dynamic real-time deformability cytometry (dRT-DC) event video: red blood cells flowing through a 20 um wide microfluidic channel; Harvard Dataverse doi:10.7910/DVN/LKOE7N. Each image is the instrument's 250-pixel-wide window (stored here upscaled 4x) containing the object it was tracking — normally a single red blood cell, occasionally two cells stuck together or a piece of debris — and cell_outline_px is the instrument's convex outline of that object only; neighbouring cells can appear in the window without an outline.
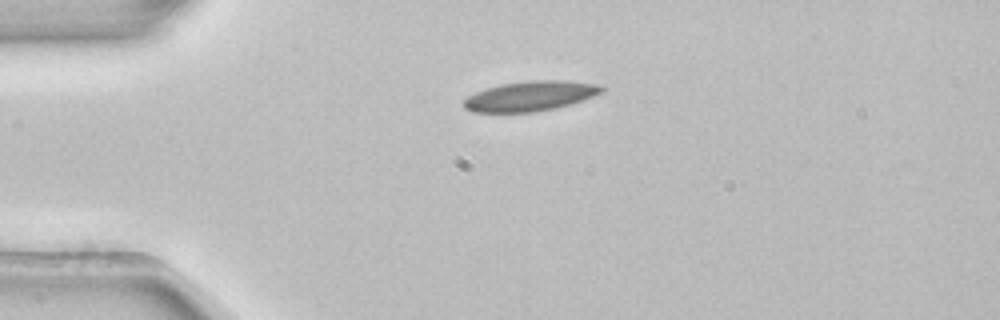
{"species": "common noctule bat (a hibernating species)", "species_latin": "Nyctalus noctula", "temperature_condition": "room temperature", "stored_images_in_passage": 2, "camera_frame_rate_fps": 3000, "um_per_image_px": 0.085, "animal": {"sex": "female", "body_mass_g": 22.7, "forearm_length_mm": 54.2}, "frame": {"image": 1, "passage_image": 1, "time_ms": 0.0, "image_size_px": [1000, 320], "cell_outline_px": [[608, 88], [604, 92], [572, 104], [556, 108], [536, 112], [472, 112], [464, 108], [464, 100], [468, 96], [476, 92], [500, 84], [532, 80], [564, 80], [600, 84]], "centroid_in_image_um": [45.15, 8.16], "position_along_channel_um": 39.9, "area_um2": 24.28}}
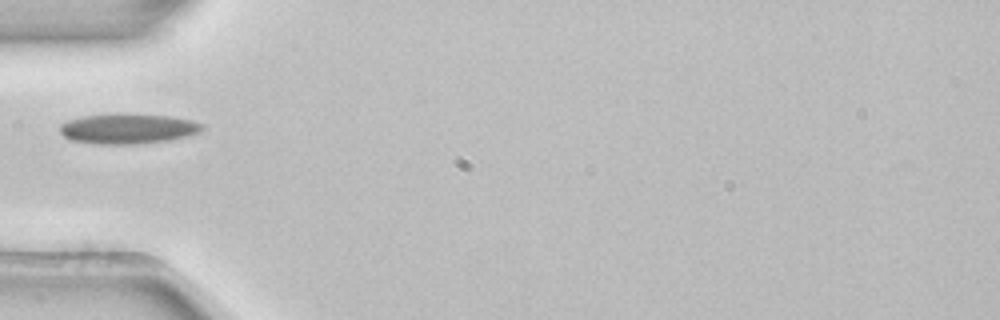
{"frame": {"image": 2, "passage_image": 2, "time_ms": 0.333, "image_size_px": [1000, 320], "cell_outline_px": [[204, 128], [200, 132], [188, 136], [168, 140], [132, 144], [96, 144], [72, 140], [64, 136], [60, 132], [60, 124], [68, 120], [80, 116], [172, 116], [192, 120], [204, 124]], "centroid_in_image_um": [10.9, 10.97], "position_along_channel_um": 74.1, "area_um2": 24.16}}